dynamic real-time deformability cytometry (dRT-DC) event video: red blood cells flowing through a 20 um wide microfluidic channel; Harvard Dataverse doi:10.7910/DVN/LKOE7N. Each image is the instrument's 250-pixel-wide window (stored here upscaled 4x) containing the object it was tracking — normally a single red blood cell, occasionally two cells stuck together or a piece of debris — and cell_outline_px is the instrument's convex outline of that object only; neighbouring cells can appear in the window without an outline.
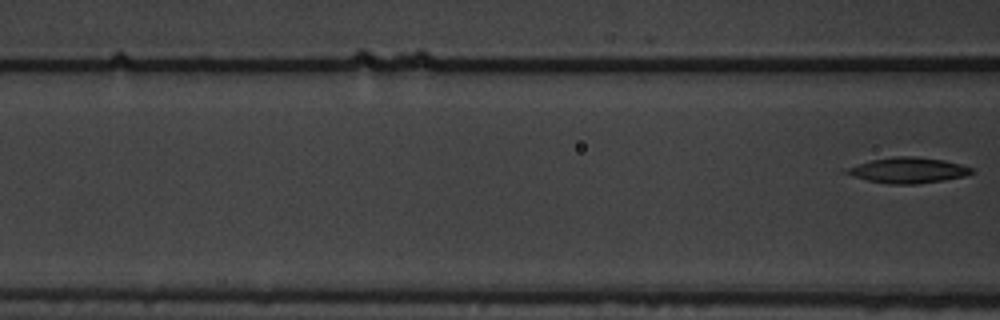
{"species": "common noctule bat (a hibernating species)", "species_latin": "Nyctalus noctula", "temperature_condition": "warm", "stored_images_in_passage": 9, "segment_of_instrument_passage": [2, 2], "camera_frame_rate_fps": 3000, "um_per_image_px": 0.085, "animal": {"sex": "male", "body_mass_g": 19.5, "forearm_length_mm": 54.6}, "frame": {"image": 1, "passage_image": 9, "time_ms": 2.667, "image_size_px": [1000, 320], "cell_outline_px": [[972, 172], [964, 176], [944, 180], [916, 184], [888, 184], [868, 180], [840, 172], [844, 168], [872, 160], [896, 156], [916, 156], [944, 160], [960, 164], [972, 168]], "centroid_in_image_um": [77.13, 14.47], "position_along_channel_um": 89.5, "area_um2": 18.61}}